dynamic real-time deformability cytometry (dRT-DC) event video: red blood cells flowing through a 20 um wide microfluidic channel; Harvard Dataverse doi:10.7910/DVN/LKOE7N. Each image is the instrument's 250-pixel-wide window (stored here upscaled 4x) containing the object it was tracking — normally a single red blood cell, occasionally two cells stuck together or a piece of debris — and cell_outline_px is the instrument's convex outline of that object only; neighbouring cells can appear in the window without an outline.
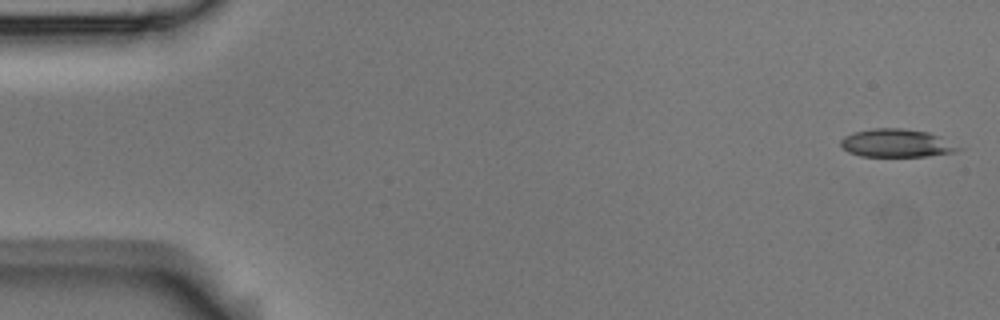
{"species": "Egyptian fruit bat (a non-hibernating species)", "species_latin": "Rousettus aegyptiacus", "temperature_condition": "room temperature", "stored_images_in_passage": 4, "camera_frame_rate_fps": 3000, "um_per_image_px": 0.085, "animal": {"sex": "male"}, "frame": {"image": 1, "passage_image": 1, "time_ms": 0.0, "image_size_px": [1000, 320], "cell_outline_px": [[964, 148], [956, 152], [928, 156], [860, 156], [848, 152], [840, 148], [840, 140], [844, 136], [852, 132], [872, 128], [904, 128], [928, 132], [940, 136]], "centroid_in_image_um": [76.2, 12.16], "position_along_channel_um": 8.8, "area_um2": 19.59}}
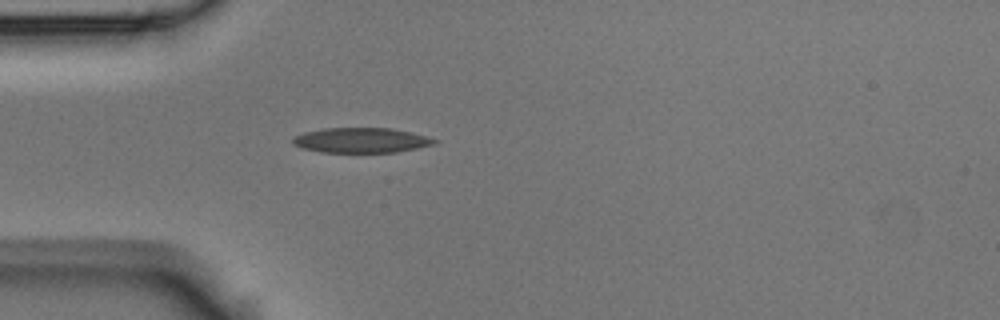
{"frame": {"image": 2, "passage_image": 4, "time_ms": 1.0, "image_size_px": [1000, 320], "cell_outline_px": [[440, 140], [436, 144], [396, 152], [320, 152], [304, 148], [292, 144], [292, 136], [304, 132], [324, 128], [392, 128], [412, 132]], "centroid_in_image_um": [30.71, 11.91], "position_along_channel_um": 54.3, "area_um2": 20.75}}